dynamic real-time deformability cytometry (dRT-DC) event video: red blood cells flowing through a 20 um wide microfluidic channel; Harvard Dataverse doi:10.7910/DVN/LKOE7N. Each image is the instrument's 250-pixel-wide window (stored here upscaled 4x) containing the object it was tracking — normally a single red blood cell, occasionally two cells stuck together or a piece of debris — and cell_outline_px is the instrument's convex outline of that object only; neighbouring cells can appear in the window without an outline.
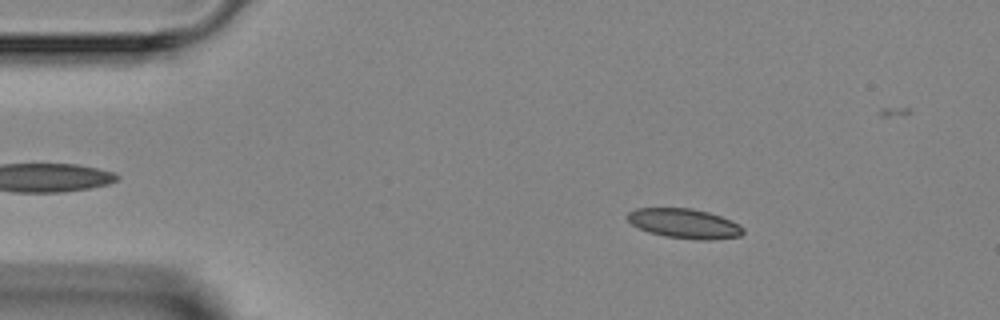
{"species": "Egyptian fruit bat (a non-hibernating species)", "species_latin": "Rousettus aegyptiacus", "temperature_condition": "room temperature", "stored_images_in_passage": 5, "segment_of_instrument_passage": [1, 2], "camera_frame_rate_fps": 3000, "um_per_image_px": 0.085, "animal": {"sex": "female"}, "frame": {"image": 1, "passage_image": 2, "time_ms": 1.0, "image_size_px": [1000, 320], "cell_outline_px": [[744, 232], [740, 236], [708, 240], [700, 240], [664, 236], [648, 232], [632, 224], [624, 216], [628, 212], [636, 208], [692, 208], [708, 212], [732, 220], [740, 224], [744, 228]], "centroid_in_image_um": [58.17, 18.99], "position_along_channel_um": 26.8, "area_um2": 20.11}}